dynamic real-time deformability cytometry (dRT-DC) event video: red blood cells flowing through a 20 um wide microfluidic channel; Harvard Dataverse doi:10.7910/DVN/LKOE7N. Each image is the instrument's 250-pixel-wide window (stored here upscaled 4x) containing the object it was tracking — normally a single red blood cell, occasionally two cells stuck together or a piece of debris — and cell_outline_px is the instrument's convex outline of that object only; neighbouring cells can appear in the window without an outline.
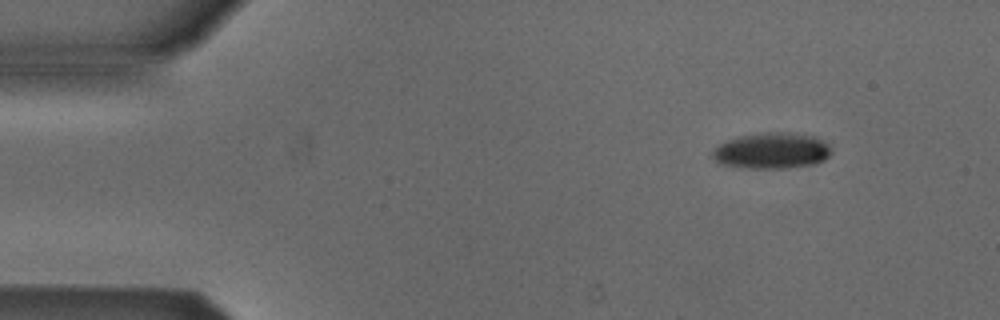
{"species": "Egyptian fruit bat (a non-hibernating species)", "species_latin": "Rousettus aegyptiacus", "temperature_condition": "cold", "stored_images_in_passage": 5, "camera_frame_rate_fps": 3000, "um_per_image_px": 0.085, "animal": {"sex": "male"}, "frame": {"image": 1, "passage_image": 2, "time_ms": 1.0, "image_size_px": [1000, 320], "cell_outline_px": [[832, 152], [824, 160], [816, 164], [784, 168], [740, 168], [720, 164], [712, 156], [712, 152], [720, 144], [728, 140], [740, 136], [764, 132], [792, 132], [816, 136], [824, 140], [832, 148]], "centroid_in_image_um": [65.65, 12.81], "position_along_channel_um": 19.4, "area_um2": 25.2}}